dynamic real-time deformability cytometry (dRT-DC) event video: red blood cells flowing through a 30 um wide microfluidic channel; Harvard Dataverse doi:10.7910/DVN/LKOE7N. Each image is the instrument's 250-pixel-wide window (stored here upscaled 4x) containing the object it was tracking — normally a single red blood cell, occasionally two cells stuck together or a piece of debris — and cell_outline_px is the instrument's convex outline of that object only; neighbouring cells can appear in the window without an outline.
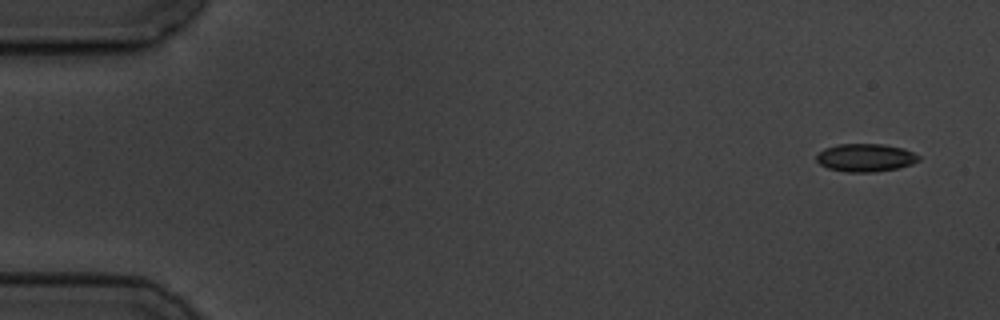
{"species": "common noctule bat (a hibernating species)", "species_latin": "Nyctalus noctula", "temperature_condition": "cold", "stored_images_in_passage": 5, "camera_frame_rate_fps": 3000, "um_per_image_px": 0.085, "animal": {"sex": "male", "body_mass_g": 19.5, "forearm_length_mm": 54.6}, "frame": {"image": 1, "passage_image": 1, "time_ms": 0.0, "image_size_px": [1000, 320], "cell_outline_px": [[920, 160], [912, 164], [896, 168], [876, 172], [848, 172], [828, 168], [820, 164], [816, 160], [816, 156], [824, 148], [840, 144], [884, 144], [904, 148], [920, 156]], "centroid_in_image_um": [73.58, 13.4], "position_along_channel_um": 11.4, "area_um2": 16.65}}
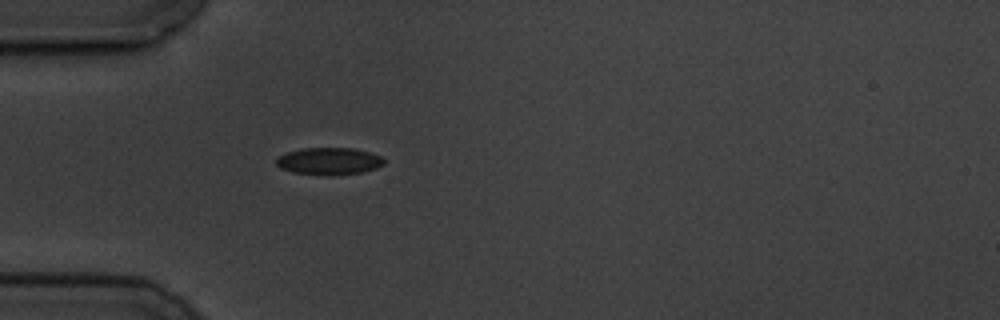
{"frame": {"image": 2, "passage_image": 5, "time_ms": 4.667, "image_size_px": [1000, 320], "cell_outline_px": [[384, 164], [376, 168], [360, 172], [292, 172], [280, 168], [276, 164], [276, 160], [280, 156], [288, 152], [300, 148], [352, 148], [368, 152], [380, 156], [384, 160]], "centroid_in_image_um": [27.95, 13.64], "position_along_channel_um": 57.0, "area_um2": 15.95}}